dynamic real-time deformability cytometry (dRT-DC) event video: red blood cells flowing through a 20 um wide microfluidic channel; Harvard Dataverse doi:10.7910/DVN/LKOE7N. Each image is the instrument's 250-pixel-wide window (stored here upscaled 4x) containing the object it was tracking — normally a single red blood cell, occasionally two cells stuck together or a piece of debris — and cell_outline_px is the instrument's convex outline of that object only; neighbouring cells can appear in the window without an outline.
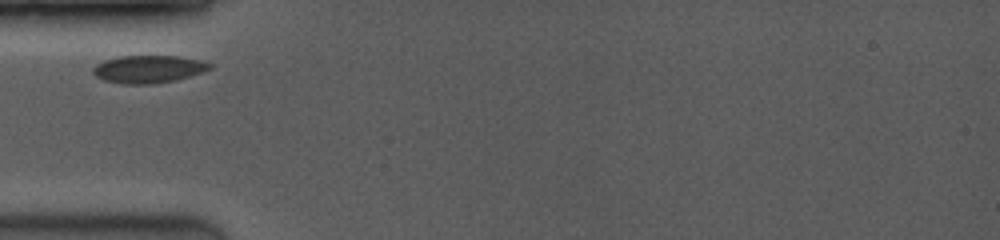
{"species": "common noctule bat (a hibernating species)", "species_latin": "Nyctalus noctula", "temperature_condition": "room temperature", "stored_images_in_passage": 7, "camera_frame_rate_fps": 3500, "um_per_image_px": 0.085, "animal": {"sex": "female", "body_mass_g": 19.0, "forearm_length_mm": 53.3}, "frame": {"image": 1, "passage_image": 1, "time_ms": 0.0, "image_size_px": [1000, 240], "cell_outline_px": [[212, 68], [204, 72], [176, 80], [152, 84], [124, 84], [104, 80], [96, 76], [92, 72], [92, 68], [96, 64], [104, 60], [120, 56], [176, 56], [200, 60], [212, 64]], "centroid_in_image_um": [12.62, 5.88], "position_along_channel_um": 72.4, "area_um2": 18.84}}
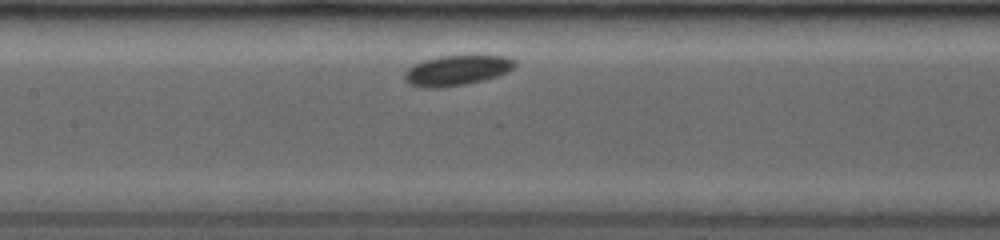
{"frame": {"image": 2, "passage_image": 5, "time_ms": 2.571, "image_size_px": [1000, 240], "cell_outline_px": [[516, 64], [508, 72], [484, 80], [468, 84], [440, 88], [424, 88], [408, 84], [404, 80], [404, 72], [412, 64], [424, 60], [440, 56], [504, 56], [516, 60]], "centroid_in_image_um": [38.78, 6.0], "position_along_channel_um": 168.6, "area_um2": 19.54}}
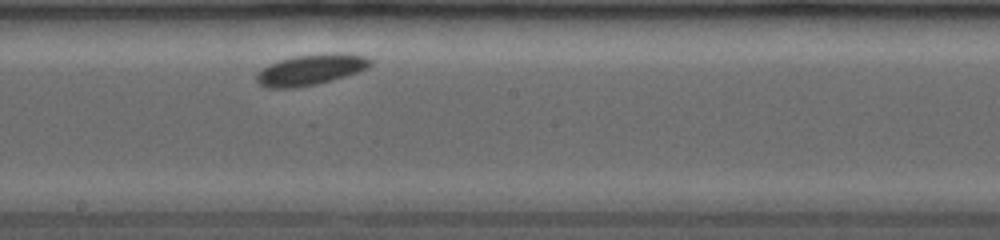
{"frame": {"image": 3, "passage_image": 7, "time_ms": 4.0, "image_size_px": [1000, 240], "cell_outline_px": [[372, 64], [368, 68], [332, 80], [316, 84], [292, 88], [268, 88], [260, 84], [256, 80], [256, 72], [268, 64], [280, 60], [296, 56], [332, 52], [336, 52], [364, 56], [372, 60]], "centroid_in_image_um": [26.39, 5.92], "position_along_channel_um": 221.8, "area_um2": 20.35}}